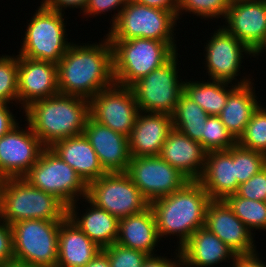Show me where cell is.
I'll return each mask as SVG.
<instances>
[{"label": "cell", "instance_id": "obj_1", "mask_svg": "<svg viewBox=\"0 0 266 267\" xmlns=\"http://www.w3.org/2000/svg\"><path fill=\"white\" fill-rule=\"evenodd\" d=\"M104 37L99 43H71L57 63L59 93L90 100L115 84L113 48Z\"/></svg>", "mask_w": 266, "mask_h": 267}, {"label": "cell", "instance_id": "obj_2", "mask_svg": "<svg viewBox=\"0 0 266 267\" xmlns=\"http://www.w3.org/2000/svg\"><path fill=\"white\" fill-rule=\"evenodd\" d=\"M25 121L45 147L83 134L89 114V100L58 93L31 103L23 111Z\"/></svg>", "mask_w": 266, "mask_h": 267}, {"label": "cell", "instance_id": "obj_3", "mask_svg": "<svg viewBox=\"0 0 266 267\" xmlns=\"http://www.w3.org/2000/svg\"><path fill=\"white\" fill-rule=\"evenodd\" d=\"M211 201L198 181H189L180 190L150 203L157 233L162 238L177 236L180 249L199 228L205 226L206 209Z\"/></svg>", "mask_w": 266, "mask_h": 267}, {"label": "cell", "instance_id": "obj_4", "mask_svg": "<svg viewBox=\"0 0 266 267\" xmlns=\"http://www.w3.org/2000/svg\"><path fill=\"white\" fill-rule=\"evenodd\" d=\"M68 207L56 196L31 186L23 178H5L0 185V218L10 226L28 219L62 221Z\"/></svg>", "mask_w": 266, "mask_h": 267}, {"label": "cell", "instance_id": "obj_5", "mask_svg": "<svg viewBox=\"0 0 266 267\" xmlns=\"http://www.w3.org/2000/svg\"><path fill=\"white\" fill-rule=\"evenodd\" d=\"M110 42L113 48L114 81L124 87H131L177 53L168 43L154 39L132 38Z\"/></svg>", "mask_w": 266, "mask_h": 267}, {"label": "cell", "instance_id": "obj_6", "mask_svg": "<svg viewBox=\"0 0 266 267\" xmlns=\"http://www.w3.org/2000/svg\"><path fill=\"white\" fill-rule=\"evenodd\" d=\"M177 21V16L171 11L128 0L106 36L109 40L154 39L168 43L178 52L177 37H174Z\"/></svg>", "mask_w": 266, "mask_h": 267}, {"label": "cell", "instance_id": "obj_7", "mask_svg": "<svg viewBox=\"0 0 266 267\" xmlns=\"http://www.w3.org/2000/svg\"><path fill=\"white\" fill-rule=\"evenodd\" d=\"M35 11L28 20L25 37L21 39L23 43L17 53L22 57L57 64L72 43L66 38L65 12L49 9L42 3Z\"/></svg>", "mask_w": 266, "mask_h": 267}, {"label": "cell", "instance_id": "obj_8", "mask_svg": "<svg viewBox=\"0 0 266 267\" xmlns=\"http://www.w3.org/2000/svg\"><path fill=\"white\" fill-rule=\"evenodd\" d=\"M60 223L28 219L12 224L14 261L29 267H56Z\"/></svg>", "mask_w": 266, "mask_h": 267}, {"label": "cell", "instance_id": "obj_9", "mask_svg": "<svg viewBox=\"0 0 266 267\" xmlns=\"http://www.w3.org/2000/svg\"><path fill=\"white\" fill-rule=\"evenodd\" d=\"M22 178L31 186L56 196L67 207L87 197L88 185L50 147L42 151L38 161Z\"/></svg>", "mask_w": 266, "mask_h": 267}, {"label": "cell", "instance_id": "obj_10", "mask_svg": "<svg viewBox=\"0 0 266 267\" xmlns=\"http://www.w3.org/2000/svg\"><path fill=\"white\" fill-rule=\"evenodd\" d=\"M178 61L177 52L163 66L154 69L131 86L139 111L173 115L183 93L184 83L178 75Z\"/></svg>", "mask_w": 266, "mask_h": 267}, {"label": "cell", "instance_id": "obj_11", "mask_svg": "<svg viewBox=\"0 0 266 267\" xmlns=\"http://www.w3.org/2000/svg\"><path fill=\"white\" fill-rule=\"evenodd\" d=\"M87 198L118 219L138 214L150 206L125 172L106 173L89 183Z\"/></svg>", "mask_w": 266, "mask_h": 267}, {"label": "cell", "instance_id": "obj_12", "mask_svg": "<svg viewBox=\"0 0 266 267\" xmlns=\"http://www.w3.org/2000/svg\"><path fill=\"white\" fill-rule=\"evenodd\" d=\"M210 34V39L204 45L205 59H203L209 78L230 83L234 81L236 85L252 82L254 78L249 75L242 76V79L239 78L240 81L236 77L241 73L240 69L243 66L241 64L245 58L243 55L251 58L255 57V54L244 43L229 34L222 25Z\"/></svg>", "mask_w": 266, "mask_h": 267}, {"label": "cell", "instance_id": "obj_13", "mask_svg": "<svg viewBox=\"0 0 266 267\" xmlns=\"http://www.w3.org/2000/svg\"><path fill=\"white\" fill-rule=\"evenodd\" d=\"M125 173L149 203L180 190L190 181L159 156L131 157Z\"/></svg>", "mask_w": 266, "mask_h": 267}, {"label": "cell", "instance_id": "obj_14", "mask_svg": "<svg viewBox=\"0 0 266 267\" xmlns=\"http://www.w3.org/2000/svg\"><path fill=\"white\" fill-rule=\"evenodd\" d=\"M139 112L131 87L114 84L89 100V114L93 120L127 137Z\"/></svg>", "mask_w": 266, "mask_h": 267}, {"label": "cell", "instance_id": "obj_15", "mask_svg": "<svg viewBox=\"0 0 266 267\" xmlns=\"http://www.w3.org/2000/svg\"><path fill=\"white\" fill-rule=\"evenodd\" d=\"M21 126L18 123L0 137V177L2 179L22 178L46 148L33 133L28 122L25 128Z\"/></svg>", "mask_w": 266, "mask_h": 267}, {"label": "cell", "instance_id": "obj_16", "mask_svg": "<svg viewBox=\"0 0 266 267\" xmlns=\"http://www.w3.org/2000/svg\"><path fill=\"white\" fill-rule=\"evenodd\" d=\"M222 27L254 54L266 41V0L231 1Z\"/></svg>", "mask_w": 266, "mask_h": 267}, {"label": "cell", "instance_id": "obj_17", "mask_svg": "<svg viewBox=\"0 0 266 267\" xmlns=\"http://www.w3.org/2000/svg\"><path fill=\"white\" fill-rule=\"evenodd\" d=\"M236 255L257 252L254 235L224 200H211L206 209L205 226Z\"/></svg>", "mask_w": 266, "mask_h": 267}, {"label": "cell", "instance_id": "obj_18", "mask_svg": "<svg viewBox=\"0 0 266 267\" xmlns=\"http://www.w3.org/2000/svg\"><path fill=\"white\" fill-rule=\"evenodd\" d=\"M58 93L57 64L18 55V105L22 110Z\"/></svg>", "mask_w": 266, "mask_h": 267}, {"label": "cell", "instance_id": "obj_19", "mask_svg": "<svg viewBox=\"0 0 266 267\" xmlns=\"http://www.w3.org/2000/svg\"><path fill=\"white\" fill-rule=\"evenodd\" d=\"M83 134L89 140L107 173L126 172L131 160L127 136L98 123L90 116Z\"/></svg>", "mask_w": 266, "mask_h": 267}, {"label": "cell", "instance_id": "obj_20", "mask_svg": "<svg viewBox=\"0 0 266 267\" xmlns=\"http://www.w3.org/2000/svg\"><path fill=\"white\" fill-rule=\"evenodd\" d=\"M172 129V116L140 111L128 137L131 157L159 156Z\"/></svg>", "mask_w": 266, "mask_h": 267}, {"label": "cell", "instance_id": "obj_21", "mask_svg": "<svg viewBox=\"0 0 266 267\" xmlns=\"http://www.w3.org/2000/svg\"><path fill=\"white\" fill-rule=\"evenodd\" d=\"M206 155L207 151L199 142L173 128L168 133L159 157L190 181H198L205 168Z\"/></svg>", "mask_w": 266, "mask_h": 267}, {"label": "cell", "instance_id": "obj_22", "mask_svg": "<svg viewBox=\"0 0 266 267\" xmlns=\"http://www.w3.org/2000/svg\"><path fill=\"white\" fill-rule=\"evenodd\" d=\"M211 200H224L235 194L239 183L235 171V145L228 150L209 151L198 180Z\"/></svg>", "mask_w": 266, "mask_h": 267}, {"label": "cell", "instance_id": "obj_23", "mask_svg": "<svg viewBox=\"0 0 266 267\" xmlns=\"http://www.w3.org/2000/svg\"><path fill=\"white\" fill-rule=\"evenodd\" d=\"M180 251L183 267H214L226 261L233 263L236 257V254L206 227L196 230Z\"/></svg>", "mask_w": 266, "mask_h": 267}, {"label": "cell", "instance_id": "obj_24", "mask_svg": "<svg viewBox=\"0 0 266 267\" xmlns=\"http://www.w3.org/2000/svg\"><path fill=\"white\" fill-rule=\"evenodd\" d=\"M50 148L71 166L87 185L107 173L84 134L59 140Z\"/></svg>", "mask_w": 266, "mask_h": 267}, {"label": "cell", "instance_id": "obj_25", "mask_svg": "<svg viewBox=\"0 0 266 267\" xmlns=\"http://www.w3.org/2000/svg\"><path fill=\"white\" fill-rule=\"evenodd\" d=\"M101 250L68 216L61 221L56 267H84Z\"/></svg>", "mask_w": 266, "mask_h": 267}, {"label": "cell", "instance_id": "obj_26", "mask_svg": "<svg viewBox=\"0 0 266 267\" xmlns=\"http://www.w3.org/2000/svg\"><path fill=\"white\" fill-rule=\"evenodd\" d=\"M83 199V202L90 204L84 209L85 212L80 215L75 202L68 207V217L101 249L116 243L119 219L93 204L87 197Z\"/></svg>", "mask_w": 266, "mask_h": 267}, {"label": "cell", "instance_id": "obj_27", "mask_svg": "<svg viewBox=\"0 0 266 267\" xmlns=\"http://www.w3.org/2000/svg\"><path fill=\"white\" fill-rule=\"evenodd\" d=\"M158 242H160V238L157 233L155 216L150 206L138 214L119 219L116 240L119 245L142 251L147 255H155Z\"/></svg>", "mask_w": 266, "mask_h": 267}, {"label": "cell", "instance_id": "obj_28", "mask_svg": "<svg viewBox=\"0 0 266 267\" xmlns=\"http://www.w3.org/2000/svg\"><path fill=\"white\" fill-rule=\"evenodd\" d=\"M253 86H255L253 81L238 85L228 95L226 105L218 115L236 140L244 133L250 118L261 105Z\"/></svg>", "mask_w": 266, "mask_h": 267}, {"label": "cell", "instance_id": "obj_29", "mask_svg": "<svg viewBox=\"0 0 266 267\" xmlns=\"http://www.w3.org/2000/svg\"><path fill=\"white\" fill-rule=\"evenodd\" d=\"M185 79L183 93L198 104L209 116H218L226 105L228 95L238 86L234 82L208 79L207 82ZM210 80V81H209ZM229 85V86H228Z\"/></svg>", "mask_w": 266, "mask_h": 267}, {"label": "cell", "instance_id": "obj_30", "mask_svg": "<svg viewBox=\"0 0 266 267\" xmlns=\"http://www.w3.org/2000/svg\"><path fill=\"white\" fill-rule=\"evenodd\" d=\"M209 115L184 93L172 115L173 128L202 145L204 123Z\"/></svg>", "mask_w": 266, "mask_h": 267}, {"label": "cell", "instance_id": "obj_31", "mask_svg": "<svg viewBox=\"0 0 266 267\" xmlns=\"http://www.w3.org/2000/svg\"><path fill=\"white\" fill-rule=\"evenodd\" d=\"M224 201L254 236V229L266 230V203L264 201L250 200L236 194L227 196Z\"/></svg>", "mask_w": 266, "mask_h": 267}, {"label": "cell", "instance_id": "obj_32", "mask_svg": "<svg viewBox=\"0 0 266 267\" xmlns=\"http://www.w3.org/2000/svg\"><path fill=\"white\" fill-rule=\"evenodd\" d=\"M263 106L260 105L254 112L237 143L266 155V107Z\"/></svg>", "mask_w": 266, "mask_h": 267}, {"label": "cell", "instance_id": "obj_33", "mask_svg": "<svg viewBox=\"0 0 266 267\" xmlns=\"http://www.w3.org/2000/svg\"><path fill=\"white\" fill-rule=\"evenodd\" d=\"M230 3L231 0H178L177 18L180 20L187 12L205 20L224 19Z\"/></svg>", "mask_w": 266, "mask_h": 267}, {"label": "cell", "instance_id": "obj_34", "mask_svg": "<svg viewBox=\"0 0 266 267\" xmlns=\"http://www.w3.org/2000/svg\"><path fill=\"white\" fill-rule=\"evenodd\" d=\"M0 101L18 105V55L0 56Z\"/></svg>", "mask_w": 266, "mask_h": 267}, {"label": "cell", "instance_id": "obj_35", "mask_svg": "<svg viewBox=\"0 0 266 267\" xmlns=\"http://www.w3.org/2000/svg\"><path fill=\"white\" fill-rule=\"evenodd\" d=\"M237 140L224 126L218 116H209L204 123L202 147L207 151L228 150Z\"/></svg>", "mask_w": 266, "mask_h": 267}, {"label": "cell", "instance_id": "obj_36", "mask_svg": "<svg viewBox=\"0 0 266 267\" xmlns=\"http://www.w3.org/2000/svg\"><path fill=\"white\" fill-rule=\"evenodd\" d=\"M265 167V154L235 144V171L239 184L246 182Z\"/></svg>", "mask_w": 266, "mask_h": 267}, {"label": "cell", "instance_id": "obj_37", "mask_svg": "<svg viewBox=\"0 0 266 267\" xmlns=\"http://www.w3.org/2000/svg\"><path fill=\"white\" fill-rule=\"evenodd\" d=\"M107 255L110 267H142L148 255L142 251L113 243L102 249Z\"/></svg>", "mask_w": 266, "mask_h": 267}, {"label": "cell", "instance_id": "obj_38", "mask_svg": "<svg viewBox=\"0 0 266 267\" xmlns=\"http://www.w3.org/2000/svg\"><path fill=\"white\" fill-rule=\"evenodd\" d=\"M236 195L258 201H266V167L249 180L239 184Z\"/></svg>", "mask_w": 266, "mask_h": 267}, {"label": "cell", "instance_id": "obj_39", "mask_svg": "<svg viewBox=\"0 0 266 267\" xmlns=\"http://www.w3.org/2000/svg\"><path fill=\"white\" fill-rule=\"evenodd\" d=\"M127 1L128 0H88V4L82 14L83 17L85 15L86 18H91V16L93 18L96 17V15L101 16L102 14H106V12H112V10L116 11L117 9V13L115 12L112 15V22L110 21V25H113Z\"/></svg>", "mask_w": 266, "mask_h": 267}, {"label": "cell", "instance_id": "obj_40", "mask_svg": "<svg viewBox=\"0 0 266 267\" xmlns=\"http://www.w3.org/2000/svg\"><path fill=\"white\" fill-rule=\"evenodd\" d=\"M14 260L11 226L0 218V265Z\"/></svg>", "mask_w": 266, "mask_h": 267}, {"label": "cell", "instance_id": "obj_41", "mask_svg": "<svg viewBox=\"0 0 266 267\" xmlns=\"http://www.w3.org/2000/svg\"><path fill=\"white\" fill-rule=\"evenodd\" d=\"M175 258H167V256L148 255L142 267H183L180 249H175Z\"/></svg>", "mask_w": 266, "mask_h": 267}, {"label": "cell", "instance_id": "obj_42", "mask_svg": "<svg viewBox=\"0 0 266 267\" xmlns=\"http://www.w3.org/2000/svg\"><path fill=\"white\" fill-rule=\"evenodd\" d=\"M42 3L44 6H46L49 9L58 11L63 13L65 9L72 8L73 9H79L80 13L84 12L85 7L88 4V0H42ZM82 11V12H81Z\"/></svg>", "mask_w": 266, "mask_h": 267}, {"label": "cell", "instance_id": "obj_43", "mask_svg": "<svg viewBox=\"0 0 266 267\" xmlns=\"http://www.w3.org/2000/svg\"><path fill=\"white\" fill-rule=\"evenodd\" d=\"M9 104L0 101V137L8 133L18 124L17 120L9 109Z\"/></svg>", "mask_w": 266, "mask_h": 267}, {"label": "cell", "instance_id": "obj_44", "mask_svg": "<svg viewBox=\"0 0 266 267\" xmlns=\"http://www.w3.org/2000/svg\"><path fill=\"white\" fill-rule=\"evenodd\" d=\"M260 253L255 252L246 255H236L232 267H266V263L260 260ZM265 263V264H264ZM230 266V267H231Z\"/></svg>", "mask_w": 266, "mask_h": 267}, {"label": "cell", "instance_id": "obj_45", "mask_svg": "<svg viewBox=\"0 0 266 267\" xmlns=\"http://www.w3.org/2000/svg\"><path fill=\"white\" fill-rule=\"evenodd\" d=\"M148 7L171 11L177 16L178 0H132Z\"/></svg>", "mask_w": 266, "mask_h": 267}, {"label": "cell", "instance_id": "obj_46", "mask_svg": "<svg viewBox=\"0 0 266 267\" xmlns=\"http://www.w3.org/2000/svg\"><path fill=\"white\" fill-rule=\"evenodd\" d=\"M84 267H110V263L107 255L101 250Z\"/></svg>", "mask_w": 266, "mask_h": 267}, {"label": "cell", "instance_id": "obj_47", "mask_svg": "<svg viewBox=\"0 0 266 267\" xmlns=\"http://www.w3.org/2000/svg\"><path fill=\"white\" fill-rule=\"evenodd\" d=\"M0 267H29V266H26L25 264H22L21 262H17L13 260L11 262L1 264Z\"/></svg>", "mask_w": 266, "mask_h": 267}, {"label": "cell", "instance_id": "obj_48", "mask_svg": "<svg viewBox=\"0 0 266 267\" xmlns=\"http://www.w3.org/2000/svg\"><path fill=\"white\" fill-rule=\"evenodd\" d=\"M265 52L266 53V41L265 43L258 49V51L255 53V57L256 59H259L258 56H262L261 53Z\"/></svg>", "mask_w": 266, "mask_h": 267}]
</instances>
